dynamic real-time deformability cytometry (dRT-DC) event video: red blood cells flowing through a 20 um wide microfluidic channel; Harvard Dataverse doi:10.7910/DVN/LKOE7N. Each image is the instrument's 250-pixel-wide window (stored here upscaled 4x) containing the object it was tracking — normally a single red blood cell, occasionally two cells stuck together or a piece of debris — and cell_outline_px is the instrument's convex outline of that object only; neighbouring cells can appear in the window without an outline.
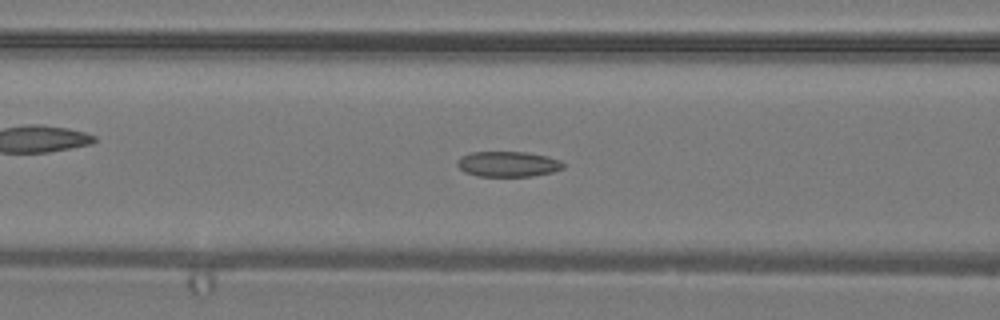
{"species": "common noctule bat (a hibernating species)", "species_latin": "Nyctalus noctula", "temperature_condition": "warm", "stored_images_in_passage": 41, "camera_frame_rate_fps": 3000, "um_per_image_px": 0.085, "animal": {"sex": "male", "body_mass_g": 19.2, "forearm_length_mm": 51.8}, "frame": {"image": 1, "passage_image": 17, "time_ms": 5.333, "image_size_px": [1000, 320], "cell_outline_px": [[564, 168], [552, 172], [532, 176], [480, 176], [464, 172], [456, 164], [456, 160], [460, 156], [472, 152], [524, 152], [548, 156], [560, 160], [564, 164]], "centroid_in_image_um": [43.16, 13.94], "position_along_channel_um": 123.4, "area_um2": 15.72}}
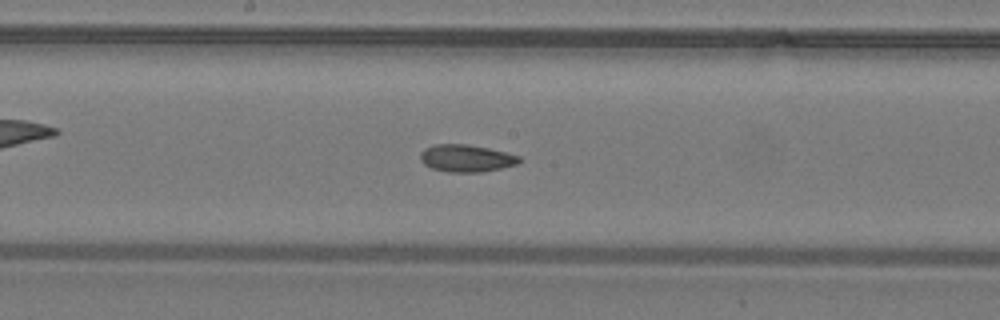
{"frame": {"image": 2, "passage_image": 22, "time_ms": 7.0, "image_size_px": [1000, 320], "cell_outline_px": [[520, 160], [516, 164], [500, 168], [480, 172], [448, 172], [432, 168], [424, 164], [420, 160], [420, 152], [424, 148], [436, 144], [464, 144], [488, 148], [520, 156]], "centroid_in_image_um": [39.58, 13.45], "position_along_channel_um": 208.6, "area_um2": 15.55}}
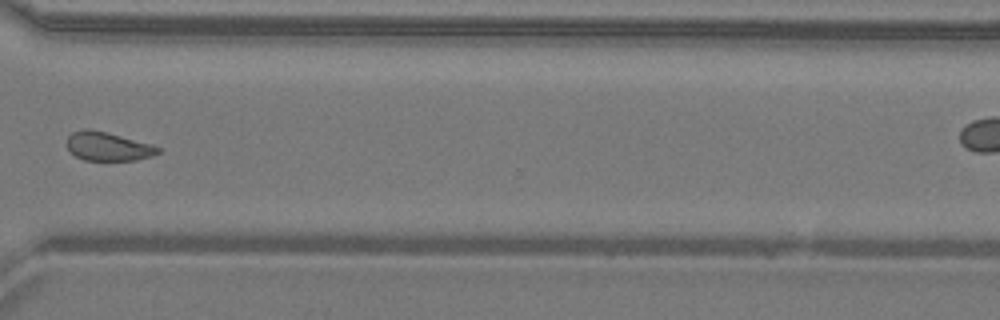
{"frame": {"image": 3, "passage_image": 31, "time_ms": 10.0, "image_size_px": [1000, 320], "cell_outline_px": [[160, 152], [152, 156], [136, 160], [84, 160], [68, 152], [68, 136], [72, 132], [84, 128], [88, 128], [108, 132], [152, 144], [160, 148]], "centroid_in_image_um": [9.17, 12.44], "position_along_channel_um": 361.4, "area_um2": 15.37}}